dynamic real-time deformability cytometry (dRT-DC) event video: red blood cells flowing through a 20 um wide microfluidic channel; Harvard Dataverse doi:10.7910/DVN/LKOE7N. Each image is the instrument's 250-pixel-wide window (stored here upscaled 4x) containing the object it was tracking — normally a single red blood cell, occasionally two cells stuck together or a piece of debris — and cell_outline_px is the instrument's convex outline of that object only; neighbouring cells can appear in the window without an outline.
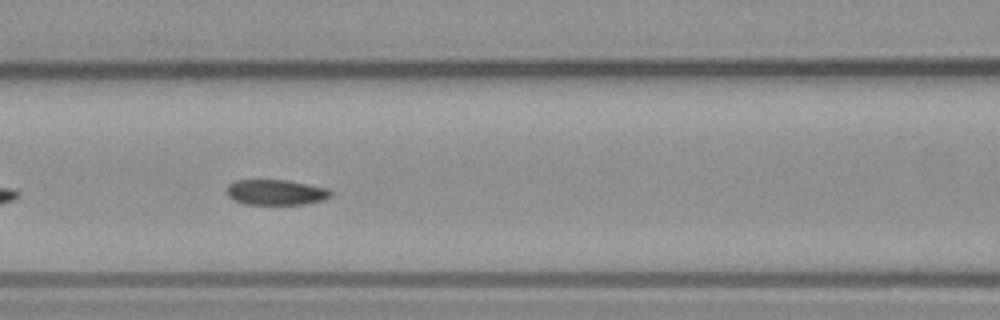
{"species": "common noctule bat (a hibernating species)", "species_latin": "Nyctalus noctula", "temperature_condition": "warm", "stored_images_in_passage": 24, "camera_frame_rate_fps": 3000, "um_per_image_px": 0.085, "animal": {"sex": "male", "body_mass_g": 23.1, "forearm_length_mm": 52.7}, "frame": {"image": 1, "passage_image": 8, "time_ms": 2.333, "image_size_px": [1000, 320], "cell_outline_px": [[332, 196], [324, 200], [304, 204], [244, 204], [228, 196], [228, 184], [236, 180], [288, 180], [328, 188], [332, 192]], "centroid_in_image_um": [23.5, 16.34], "position_along_channel_um": 143.1, "area_um2": 15.37}}
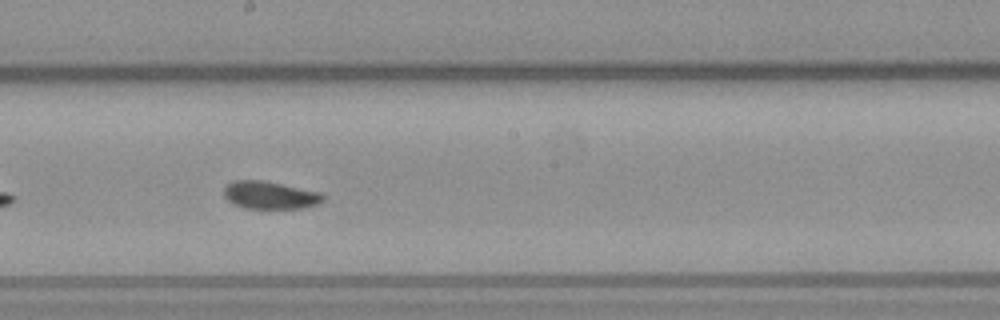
{"frame": {"image": 2, "passage_image": 14, "time_ms": 4.333, "image_size_px": [1000, 320], "cell_outline_px": [[324, 200], [316, 204], [304, 208], [244, 208], [228, 200], [224, 196], [224, 188], [232, 180], [264, 180], [320, 192], [324, 196]], "centroid_in_image_um": [22.94, 16.58], "position_along_channel_um": 225.3, "area_um2": 15.9}}
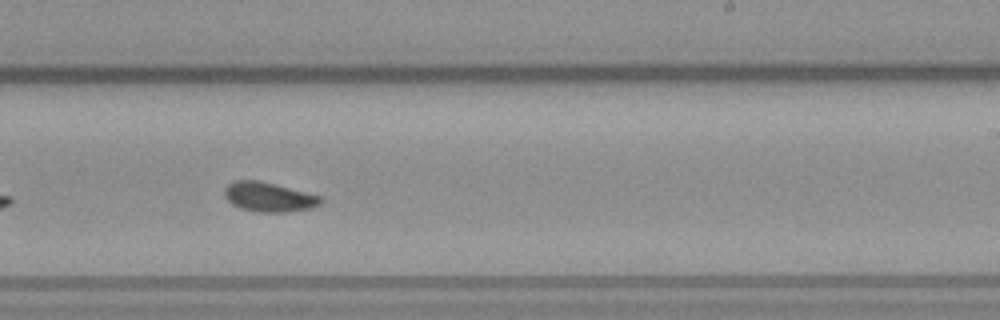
{"frame": {"image": 3, "passage_image": 17, "time_ms": 5.333, "image_size_px": [1000, 320], "cell_outline_px": [[324, 200], [320, 204], [312, 208], [284, 212], [256, 212], [240, 208], [232, 204], [224, 196], [224, 188], [232, 180], [260, 180], [276, 184], [320, 196]], "centroid_in_image_um": [22.82, 16.74], "position_along_channel_um": 266.2, "area_um2": 16.65}}